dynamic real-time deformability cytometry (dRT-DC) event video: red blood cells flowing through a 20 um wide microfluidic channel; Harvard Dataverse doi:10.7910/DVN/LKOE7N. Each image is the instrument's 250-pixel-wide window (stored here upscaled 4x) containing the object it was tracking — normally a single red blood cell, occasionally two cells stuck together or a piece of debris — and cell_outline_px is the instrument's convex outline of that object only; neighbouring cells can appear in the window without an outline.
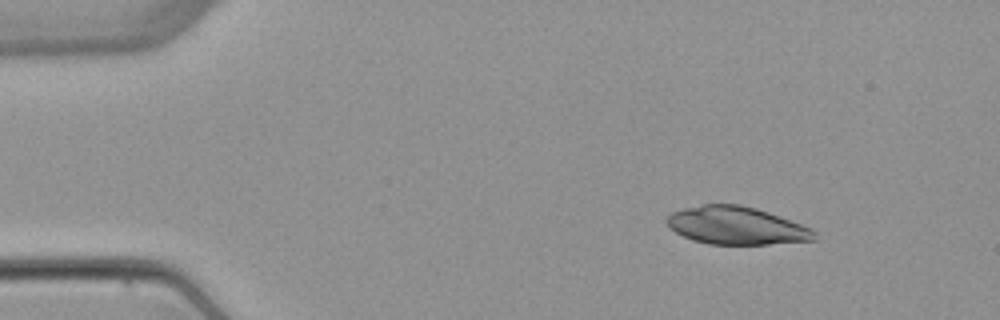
{"species": "common noctule bat (a hibernating species)", "species_latin": "Nyctalus noctula", "temperature_condition": "warm", "stored_images_in_passage": 3, "camera_frame_rate_fps": 3000, "um_per_image_px": 0.085, "animal": {"sex": "female", "body_mass_g": 22.7, "forearm_length_mm": 54.2}, "frame": {"image": 1, "passage_image": 1, "time_ms": 0.0, "image_size_px": [1000, 320], "cell_outline_px": [[816, 240], [768, 244], [708, 244], [692, 240], [668, 228], [664, 220], [672, 212], [684, 208], [704, 204], [740, 204], [756, 208], [780, 216], [812, 228], [816, 232]], "centroid_in_image_um": [62.58, 19.17], "position_along_channel_um": 22.4, "area_um2": 32.66}}